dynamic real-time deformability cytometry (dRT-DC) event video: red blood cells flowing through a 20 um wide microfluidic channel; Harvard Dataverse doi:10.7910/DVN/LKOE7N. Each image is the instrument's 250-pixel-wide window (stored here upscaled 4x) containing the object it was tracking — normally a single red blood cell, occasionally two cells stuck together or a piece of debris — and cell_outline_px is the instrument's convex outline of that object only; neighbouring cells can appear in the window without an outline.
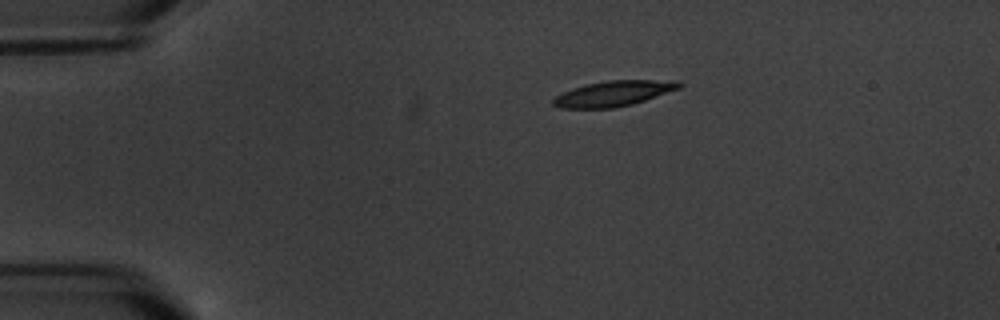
{"species": "common noctule bat (a hibernating species)", "species_latin": "Nyctalus noctula", "temperature_condition": "warm", "stored_images_in_passage": 3, "camera_frame_rate_fps": 3000, "um_per_image_px": 0.085, "animal": {"sex": "male", "body_mass_g": 20.1, "forearm_length_mm": 53.5}, "frame": {"image": 1, "passage_image": 1, "time_ms": 0.0, "image_size_px": [1000, 320], "cell_outline_px": [[684, 84], [680, 88], [632, 104], [612, 108], [560, 108], [552, 104], [552, 100], [556, 96], [572, 88], [584, 84], [608, 80], [680, 80]], "centroid_in_image_um": [52.17, 7.93], "position_along_channel_um": 32.8, "area_um2": 18.67}}